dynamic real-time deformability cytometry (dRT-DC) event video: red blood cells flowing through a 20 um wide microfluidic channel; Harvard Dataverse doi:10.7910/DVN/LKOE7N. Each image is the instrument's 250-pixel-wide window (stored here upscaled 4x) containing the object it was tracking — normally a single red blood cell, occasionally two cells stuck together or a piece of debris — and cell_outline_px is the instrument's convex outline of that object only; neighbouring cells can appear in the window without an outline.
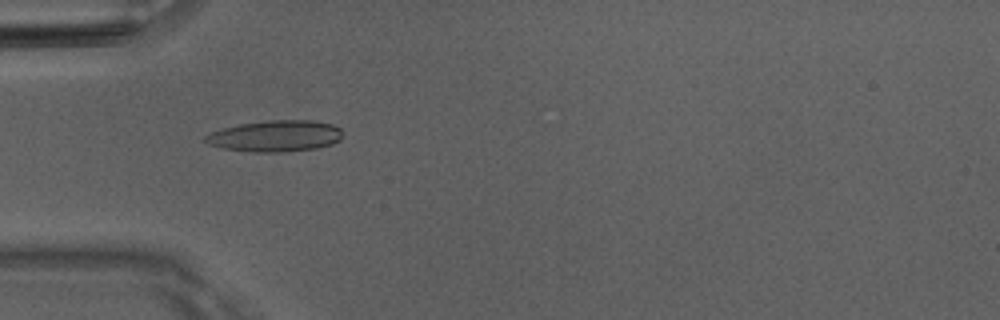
{"species": "Egyptian fruit bat (a non-hibernating species)", "species_latin": "Rousettus aegyptiacus", "temperature_condition": "room temperature", "stored_images_in_passage": 46, "camera_frame_rate_fps": 3000, "um_per_image_px": 0.085, "animal": {"sex": "male"}, "frame": {"image": 1, "passage_image": 11, "time_ms": 3.333, "image_size_px": [1000, 320], "cell_outline_px": [[340, 140], [332, 144], [316, 148], [280, 152], [252, 152], [220, 148], [208, 144], [204, 140], [204, 136], [208, 132], [220, 128], [240, 124], [272, 120], [312, 120], [332, 124], [340, 128]], "centroid_in_image_um": [23.34, 11.56], "position_along_channel_um": 61.7, "area_um2": 25.14}}
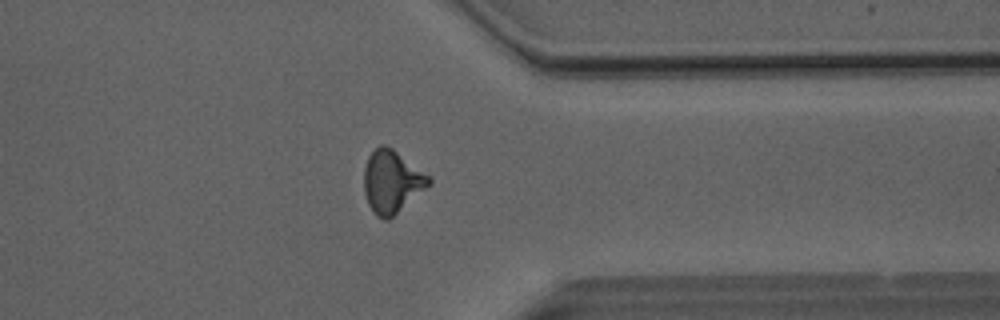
{"frame": {"image": 2, "passage_image": 35, "time_ms": 11.333, "image_size_px": [1000, 320], "cell_outline_px": [[432, 184], [388, 220], [384, 220], [376, 216], [372, 212], [368, 204], [364, 192], [364, 168], [368, 156], [380, 144], [384, 144], [392, 148], [432, 176]], "centroid_in_image_um": [33.33, 15.44], "position_along_channel_um": 378.1, "area_um2": 23.99}}
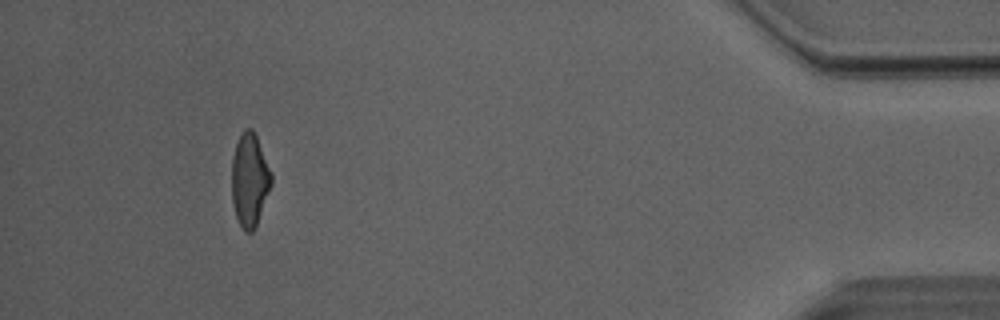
{"frame": {"image": 3, "passage_image": 42, "time_ms": 13.667, "image_size_px": [1000, 320], "cell_outline_px": [[272, 184], [256, 228], [252, 232], [244, 232], [240, 228], [236, 216], [232, 200], [232, 156], [236, 144], [244, 128], [252, 128], [256, 136], [272, 172]], "centroid_in_image_um": [21.23, 15.34], "position_along_channel_um": 414.0, "area_um2": 21.73}, "authors_computed_cell_mechanics": {"area_um2": 22.253, "velocity_mm_per_s": 4.0667, "shape_relaxation_time_tau1_ms": 7.5537, "shape_relaxation_time_tau2_ms": 1.7221, "deformation_change_tau1": 0.214, "deformation_change_tau2": 0.1}}